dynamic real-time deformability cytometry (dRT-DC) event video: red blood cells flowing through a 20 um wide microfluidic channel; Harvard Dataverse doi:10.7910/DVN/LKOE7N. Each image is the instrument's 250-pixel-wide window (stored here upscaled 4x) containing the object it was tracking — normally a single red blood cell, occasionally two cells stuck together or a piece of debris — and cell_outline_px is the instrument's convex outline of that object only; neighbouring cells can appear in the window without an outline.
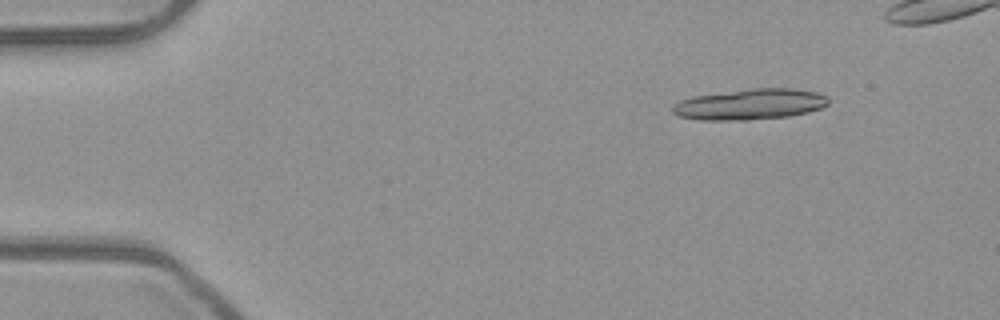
{"species": "common noctule bat (a hibernating species)", "species_latin": "Nyctalus noctula", "temperature_condition": "room temperature", "stored_images_in_passage": 40, "camera_frame_rate_fps": 3000, "um_per_image_px": 0.085, "animal": {"sex": "male", "body_mass_g": 23.1, "forearm_length_mm": 52.7}, "frame": {"image": 1, "passage_image": 7, "time_ms": 2.0, "image_size_px": [1000, 320], "cell_outline_px": [[828, 104], [820, 108], [808, 112], [788, 116], [748, 120], [700, 120], [676, 116], [672, 112], [672, 108], [680, 100], [692, 96], [752, 88], [792, 88], [816, 92], [828, 96]], "centroid_in_image_um": [63.74, 8.86], "position_along_channel_um": 21.3, "area_um2": 28.03}}